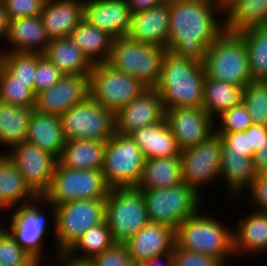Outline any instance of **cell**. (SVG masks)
Here are the masks:
<instances>
[{
    "instance_id": "cell-1",
    "label": "cell",
    "mask_w": 267,
    "mask_h": 266,
    "mask_svg": "<svg viewBox=\"0 0 267 266\" xmlns=\"http://www.w3.org/2000/svg\"><path fill=\"white\" fill-rule=\"evenodd\" d=\"M167 50L203 63L206 50L224 31L221 0H169Z\"/></svg>"
},
{
    "instance_id": "cell-2",
    "label": "cell",
    "mask_w": 267,
    "mask_h": 266,
    "mask_svg": "<svg viewBox=\"0 0 267 266\" xmlns=\"http://www.w3.org/2000/svg\"><path fill=\"white\" fill-rule=\"evenodd\" d=\"M206 74L202 63L166 51L158 84L164 110L202 107Z\"/></svg>"
},
{
    "instance_id": "cell-3",
    "label": "cell",
    "mask_w": 267,
    "mask_h": 266,
    "mask_svg": "<svg viewBox=\"0 0 267 266\" xmlns=\"http://www.w3.org/2000/svg\"><path fill=\"white\" fill-rule=\"evenodd\" d=\"M203 209L206 208L202 207L178 225L176 245L181 249L215 258L224 266H229L231 259L235 258L233 228L221 220V217L218 218V215L206 210L207 214Z\"/></svg>"
},
{
    "instance_id": "cell-4",
    "label": "cell",
    "mask_w": 267,
    "mask_h": 266,
    "mask_svg": "<svg viewBox=\"0 0 267 266\" xmlns=\"http://www.w3.org/2000/svg\"><path fill=\"white\" fill-rule=\"evenodd\" d=\"M6 212L8 216L7 214L5 215L9 221L5 217L6 223H8L3 222L2 225L16 243L34 260L47 261L46 258L48 257L46 256L50 254H45L47 252V247L45 246L47 240L45 239L48 236L49 228V233L53 231L51 236H55V205L49 203L43 196H39L32 202L15 206L4 213ZM49 223L53 225L50 226Z\"/></svg>"
},
{
    "instance_id": "cell-5",
    "label": "cell",
    "mask_w": 267,
    "mask_h": 266,
    "mask_svg": "<svg viewBox=\"0 0 267 266\" xmlns=\"http://www.w3.org/2000/svg\"><path fill=\"white\" fill-rule=\"evenodd\" d=\"M208 78L244 88L252 80L247 46L236 32L224 31L206 50L202 63Z\"/></svg>"
},
{
    "instance_id": "cell-6",
    "label": "cell",
    "mask_w": 267,
    "mask_h": 266,
    "mask_svg": "<svg viewBox=\"0 0 267 266\" xmlns=\"http://www.w3.org/2000/svg\"><path fill=\"white\" fill-rule=\"evenodd\" d=\"M56 207L54 258L62 257L90 228L105 222V199H79Z\"/></svg>"
},
{
    "instance_id": "cell-7",
    "label": "cell",
    "mask_w": 267,
    "mask_h": 266,
    "mask_svg": "<svg viewBox=\"0 0 267 266\" xmlns=\"http://www.w3.org/2000/svg\"><path fill=\"white\" fill-rule=\"evenodd\" d=\"M167 48L131 40L127 36L113 40L108 63L116 70L139 79L148 88H155L161 74Z\"/></svg>"
},
{
    "instance_id": "cell-8",
    "label": "cell",
    "mask_w": 267,
    "mask_h": 266,
    "mask_svg": "<svg viewBox=\"0 0 267 266\" xmlns=\"http://www.w3.org/2000/svg\"><path fill=\"white\" fill-rule=\"evenodd\" d=\"M146 202L149 222L174 229L204 207L203 197L184 182L158 189H140Z\"/></svg>"
},
{
    "instance_id": "cell-9",
    "label": "cell",
    "mask_w": 267,
    "mask_h": 266,
    "mask_svg": "<svg viewBox=\"0 0 267 266\" xmlns=\"http://www.w3.org/2000/svg\"><path fill=\"white\" fill-rule=\"evenodd\" d=\"M105 214L112 238L120 244L149 222L145 198L136 187L111 188L105 199Z\"/></svg>"
},
{
    "instance_id": "cell-10",
    "label": "cell",
    "mask_w": 267,
    "mask_h": 266,
    "mask_svg": "<svg viewBox=\"0 0 267 266\" xmlns=\"http://www.w3.org/2000/svg\"><path fill=\"white\" fill-rule=\"evenodd\" d=\"M110 190L102 170L71 169L58 162L50 187L42 196L58 206L79 199H106Z\"/></svg>"
},
{
    "instance_id": "cell-11",
    "label": "cell",
    "mask_w": 267,
    "mask_h": 266,
    "mask_svg": "<svg viewBox=\"0 0 267 266\" xmlns=\"http://www.w3.org/2000/svg\"><path fill=\"white\" fill-rule=\"evenodd\" d=\"M145 157L129 135L114 133L106 141L102 173L111 188L137 187Z\"/></svg>"
},
{
    "instance_id": "cell-12",
    "label": "cell",
    "mask_w": 267,
    "mask_h": 266,
    "mask_svg": "<svg viewBox=\"0 0 267 266\" xmlns=\"http://www.w3.org/2000/svg\"><path fill=\"white\" fill-rule=\"evenodd\" d=\"M147 88L139 79L116 70L108 62L93 64L89 74V96L114 113Z\"/></svg>"
},
{
    "instance_id": "cell-13",
    "label": "cell",
    "mask_w": 267,
    "mask_h": 266,
    "mask_svg": "<svg viewBox=\"0 0 267 266\" xmlns=\"http://www.w3.org/2000/svg\"><path fill=\"white\" fill-rule=\"evenodd\" d=\"M221 157L222 138L216 132L198 145L180 151L183 182L204 197L206 187L208 189L214 185L217 188Z\"/></svg>"
},
{
    "instance_id": "cell-14",
    "label": "cell",
    "mask_w": 267,
    "mask_h": 266,
    "mask_svg": "<svg viewBox=\"0 0 267 266\" xmlns=\"http://www.w3.org/2000/svg\"><path fill=\"white\" fill-rule=\"evenodd\" d=\"M66 141L92 139L107 141L115 131V113L90 96L61 116Z\"/></svg>"
},
{
    "instance_id": "cell-15",
    "label": "cell",
    "mask_w": 267,
    "mask_h": 266,
    "mask_svg": "<svg viewBox=\"0 0 267 266\" xmlns=\"http://www.w3.org/2000/svg\"><path fill=\"white\" fill-rule=\"evenodd\" d=\"M5 153L39 196L49 189L58 163L56 156L27 141L12 146Z\"/></svg>"
},
{
    "instance_id": "cell-16",
    "label": "cell",
    "mask_w": 267,
    "mask_h": 266,
    "mask_svg": "<svg viewBox=\"0 0 267 266\" xmlns=\"http://www.w3.org/2000/svg\"><path fill=\"white\" fill-rule=\"evenodd\" d=\"M165 121L180 151L198 145L215 132V120L202 107L170 108L165 111Z\"/></svg>"
},
{
    "instance_id": "cell-17",
    "label": "cell",
    "mask_w": 267,
    "mask_h": 266,
    "mask_svg": "<svg viewBox=\"0 0 267 266\" xmlns=\"http://www.w3.org/2000/svg\"><path fill=\"white\" fill-rule=\"evenodd\" d=\"M89 97V75H64L56 84L35 95L34 110L61 116Z\"/></svg>"
},
{
    "instance_id": "cell-18",
    "label": "cell",
    "mask_w": 267,
    "mask_h": 266,
    "mask_svg": "<svg viewBox=\"0 0 267 266\" xmlns=\"http://www.w3.org/2000/svg\"><path fill=\"white\" fill-rule=\"evenodd\" d=\"M165 110L158 91L147 88L115 113V131L122 135L162 122Z\"/></svg>"
},
{
    "instance_id": "cell-19",
    "label": "cell",
    "mask_w": 267,
    "mask_h": 266,
    "mask_svg": "<svg viewBox=\"0 0 267 266\" xmlns=\"http://www.w3.org/2000/svg\"><path fill=\"white\" fill-rule=\"evenodd\" d=\"M126 245L136 266H142L155 257L172 253L176 246V229L165 224L148 222Z\"/></svg>"
},
{
    "instance_id": "cell-20",
    "label": "cell",
    "mask_w": 267,
    "mask_h": 266,
    "mask_svg": "<svg viewBox=\"0 0 267 266\" xmlns=\"http://www.w3.org/2000/svg\"><path fill=\"white\" fill-rule=\"evenodd\" d=\"M84 19L117 39L127 35L132 11L126 0H84Z\"/></svg>"
},
{
    "instance_id": "cell-21",
    "label": "cell",
    "mask_w": 267,
    "mask_h": 266,
    "mask_svg": "<svg viewBox=\"0 0 267 266\" xmlns=\"http://www.w3.org/2000/svg\"><path fill=\"white\" fill-rule=\"evenodd\" d=\"M242 216L233 227L235 258L267 254V213L251 209Z\"/></svg>"
},
{
    "instance_id": "cell-22",
    "label": "cell",
    "mask_w": 267,
    "mask_h": 266,
    "mask_svg": "<svg viewBox=\"0 0 267 266\" xmlns=\"http://www.w3.org/2000/svg\"><path fill=\"white\" fill-rule=\"evenodd\" d=\"M38 16L10 20L8 34L0 52L37 53L43 55L50 43Z\"/></svg>"
},
{
    "instance_id": "cell-23",
    "label": "cell",
    "mask_w": 267,
    "mask_h": 266,
    "mask_svg": "<svg viewBox=\"0 0 267 266\" xmlns=\"http://www.w3.org/2000/svg\"><path fill=\"white\" fill-rule=\"evenodd\" d=\"M169 18V0L157 7L134 13L126 36L134 41L167 48Z\"/></svg>"
},
{
    "instance_id": "cell-24",
    "label": "cell",
    "mask_w": 267,
    "mask_h": 266,
    "mask_svg": "<svg viewBox=\"0 0 267 266\" xmlns=\"http://www.w3.org/2000/svg\"><path fill=\"white\" fill-rule=\"evenodd\" d=\"M40 17L50 39L70 37L84 19V0H46Z\"/></svg>"
},
{
    "instance_id": "cell-25",
    "label": "cell",
    "mask_w": 267,
    "mask_h": 266,
    "mask_svg": "<svg viewBox=\"0 0 267 266\" xmlns=\"http://www.w3.org/2000/svg\"><path fill=\"white\" fill-rule=\"evenodd\" d=\"M219 182L224 184L229 201L243 202V192L257 176L254 170L253 157L242 153L222 152ZM235 200V201H234Z\"/></svg>"
},
{
    "instance_id": "cell-26",
    "label": "cell",
    "mask_w": 267,
    "mask_h": 266,
    "mask_svg": "<svg viewBox=\"0 0 267 266\" xmlns=\"http://www.w3.org/2000/svg\"><path fill=\"white\" fill-rule=\"evenodd\" d=\"M38 197L13 161L6 153H0V214L4 215L5 211L32 202Z\"/></svg>"
},
{
    "instance_id": "cell-27",
    "label": "cell",
    "mask_w": 267,
    "mask_h": 266,
    "mask_svg": "<svg viewBox=\"0 0 267 266\" xmlns=\"http://www.w3.org/2000/svg\"><path fill=\"white\" fill-rule=\"evenodd\" d=\"M26 141L59 158L66 143L61 117L34 110L29 121Z\"/></svg>"
},
{
    "instance_id": "cell-28",
    "label": "cell",
    "mask_w": 267,
    "mask_h": 266,
    "mask_svg": "<svg viewBox=\"0 0 267 266\" xmlns=\"http://www.w3.org/2000/svg\"><path fill=\"white\" fill-rule=\"evenodd\" d=\"M129 136L140 147L145 159L180 156L177 142L165 119L135 130Z\"/></svg>"
},
{
    "instance_id": "cell-29",
    "label": "cell",
    "mask_w": 267,
    "mask_h": 266,
    "mask_svg": "<svg viewBox=\"0 0 267 266\" xmlns=\"http://www.w3.org/2000/svg\"><path fill=\"white\" fill-rule=\"evenodd\" d=\"M106 141L77 139L66 141L58 162L77 170H102Z\"/></svg>"
},
{
    "instance_id": "cell-30",
    "label": "cell",
    "mask_w": 267,
    "mask_h": 266,
    "mask_svg": "<svg viewBox=\"0 0 267 266\" xmlns=\"http://www.w3.org/2000/svg\"><path fill=\"white\" fill-rule=\"evenodd\" d=\"M267 25V0H228L224 4V28L240 32Z\"/></svg>"
},
{
    "instance_id": "cell-31",
    "label": "cell",
    "mask_w": 267,
    "mask_h": 266,
    "mask_svg": "<svg viewBox=\"0 0 267 266\" xmlns=\"http://www.w3.org/2000/svg\"><path fill=\"white\" fill-rule=\"evenodd\" d=\"M64 75H89L93 64L70 37L51 39L43 54Z\"/></svg>"
},
{
    "instance_id": "cell-32",
    "label": "cell",
    "mask_w": 267,
    "mask_h": 266,
    "mask_svg": "<svg viewBox=\"0 0 267 266\" xmlns=\"http://www.w3.org/2000/svg\"><path fill=\"white\" fill-rule=\"evenodd\" d=\"M70 38L92 64L109 61L114 38L85 19L72 30Z\"/></svg>"
},
{
    "instance_id": "cell-33",
    "label": "cell",
    "mask_w": 267,
    "mask_h": 266,
    "mask_svg": "<svg viewBox=\"0 0 267 266\" xmlns=\"http://www.w3.org/2000/svg\"><path fill=\"white\" fill-rule=\"evenodd\" d=\"M33 112L34 107H19L0 102V153L26 141Z\"/></svg>"
},
{
    "instance_id": "cell-34",
    "label": "cell",
    "mask_w": 267,
    "mask_h": 266,
    "mask_svg": "<svg viewBox=\"0 0 267 266\" xmlns=\"http://www.w3.org/2000/svg\"><path fill=\"white\" fill-rule=\"evenodd\" d=\"M114 244L115 241L105 221L85 232L63 257L69 262L85 266L95 256L111 248Z\"/></svg>"
},
{
    "instance_id": "cell-35",
    "label": "cell",
    "mask_w": 267,
    "mask_h": 266,
    "mask_svg": "<svg viewBox=\"0 0 267 266\" xmlns=\"http://www.w3.org/2000/svg\"><path fill=\"white\" fill-rule=\"evenodd\" d=\"M183 183L180 156L145 159L136 188L158 189Z\"/></svg>"
},
{
    "instance_id": "cell-36",
    "label": "cell",
    "mask_w": 267,
    "mask_h": 266,
    "mask_svg": "<svg viewBox=\"0 0 267 266\" xmlns=\"http://www.w3.org/2000/svg\"><path fill=\"white\" fill-rule=\"evenodd\" d=\"M242 91L243 88L238 85L206 76L202 108L216 120L242 101Z\"/></svg>"
},
{
    "instance_id": "cell-37",
    "label": "cell",
    "mask_w": 267,
    "mask_h": 266,
    "mask_svg": "<svg viewBox=\"0 0 267 266\" xmlns=\"http://www.w3.org/2000/svg\"><path fill=\"white\" fill-rule=\"evenodd\" d=\"M238 34L247 46L252 80H267V25L247 28Z\"/></svg>"
},
{
    "instance_id": "cell-38",
    "label": "cell",
    "mask_w": 267,
    "mask_h": 266,
    "mask_svg": "<svg viewBox=\"0 0 267 266\" xmlns=\"http://www.w3.org/2000/svg\"><path fill=\"white\" fill-rule=\"evenodd\" d=\"M0 64L34 92L37 53L0 52Z\"/></svg>"
},
{
    "instance_id": "cell-39",
    "label": "cell",
    "mask_w": 267,
    "mask_h": 266,
    "mask_svg": "<svg viewBox=\"0 0 267 266\" xmlns=\"http://www.w3.org/2000/svg\"><path fill=\"white\" fill-rule=\"evenodd\" d=\"M0 102L19 107H34L35 94L27 86L14 78L0 64Z\"/></svg>"
},
{
    "instance_id": "cell-40",
    "label": "cell",
    "mask_w": 267,
    "mask_h": 266,
    "mask_svg": "<svg viewBox=\"0 0 267 266\" xmlns=\"http://www.w3.org/2000/svg\"><path fill=\"white\" fill-rule=\"evenodd\" d=\"M253 124L267 126V80H253L242 91Z\"/></svg>"
},
{
    "instance_id": "cell-41",
    "label": "cell",
    "mask_w": 267,
    "mask_h": 266,
    "mask_svg": "<svg viewBox=\"0 0 267 266\" xmlns=\"http://www.w3.org/2000/svg\"><path fill=\"white\" fill-rule=\"evenodd\" d=\"M33 260L2 227L0 229V266H28Z\"/></svg>"
},
{
    "instance_id": "cell-42",
    "label": "cell",
    "mask_w": 267,
    "mask_h": 266,
    "mask_svg": "<svg viewBox=\"0 0 267 266\" xmlns=\"http://www.w3.org/2000/svg\"><path fill=\"white\" fill-rule=\"evenodd\" d=\"M252 124L247 107L241 101L215 120V132L245 131Z\"/></svg>"
},
{
    "instance_id": "cell-43",
    "label": "cell",
    "mask_w": 267,
    "mask_h": 266,
    "mask_svg": "<svg viewBox=\"0 0 267 266\" xmlns=\"http://www.w3.org/2000/svg\"><path fill=\"white\" fill-rule=\"evenodd\" d=\"M64 74L44 55L37 54V69L34 81V94L56 84Z\"/></svg>"
},
{
    "instance_id": "cell-44",
    "label": "cell",
    "mask_w": 267,
    "mask_h": 266,
    "mask_svg": "<svg viewBox=\"0 0 267 266\" xmlns=\"http://www.w3.org/2000/svg\"><path fill=\"white\" fill-rule=\"evenodd\" d=\"M85 266H136L126 245L115 243L111 248L95 256Z\"/></svg>"
},
{
    "instance_id": "cell-45",
    "label": "cell",
    "mask_w": 267,
    "mask_h": 266,
    "mask_svg": "<svg viewBox=\"0 0 267 266\" xmlns=\"http://www.w3.org/2000/svg\"><path fill=\"white\" fill-rule=\"evenodd\" d=\"M46 0H3L9 19H17L41 14Z\"/></svg>"
},
{
    "instance_id": "cell-46",
    "label": "cell",
    "mask_w": 267,
    "mask_h": 266,
    "mask_svg": "<svg viewBox=\"0 0 267 266\" xmlns=\"http://www.w3.org/2000/svg\"><path fill=\"white\" fill-rule=\"evenodd\" d=\"M243 194L249 197V209L267 213V176L257 175Z\"/></svg>"
},
{
    "instance_id": "cell-47",
    "label": "cell",
    "mask_w": 267,
    "mask_h": 266,
    "mask_svg": "<svg viewBox=\"0 0 267 266\" xmlns=\"http://www.w3.org/2000/svg\"><path fill=\"white\" fill-rule=\"evenodd\" d=\"M222 138V152L242 153L245 156L253 157V149H249V133L237 132H216Z\"/></svg>"
},
{
    "instance_id": "cell-48",
    "label": "cell",
    "mask_w": 267,
    "mask_h": 266,
    "mask_svg": "<svg viewBox=\"0 0 267 266\" xmlns=\"http://www.w3.org/2000/svg\"><path fill=\"white\" fill-rule=\"evenodd\" d=\"M172 257L174 266H224L215 258L181 249L177 245L172 252Z\"/></svg>"
},
{
    "instance_id": "cell-49",
    "label": "cell",
    "mask_w": 267,
    "mask_h": 266,
    "mask_svg": "<svg viewBox=\"0 0 267 266\" xmlns=\"http://www.w3.org/2000/svg\"><path fill=\"white\" fill-rule=\"evenodd\" d=\"M245 133H249V149H253L254 152L267 140V126L264 125L252 124Z\"/></svg>"
},
{
    "instance_id": "cell-50",
    "label": "cell",
    "mask_w": 267,
    "mask_h": 266,
    "mask_svg": "<svg viewBox=\"0 0 267 266\" xmlns=\"http://www.w3.org/2000/svg\"><path fill=\"white\" fill-rule=\"evenodd\" d=\"M253 165L256 175H267V140L254 153Z\"/></svg>"
},
{
    "instance_id": "cell-51",
    "label": "cell",
    "mask_w": 267,
    "mask_h": 266,
    "mask_svg": "<svg viewBox=\"0 0 267 266\" xmlns=\"http://www.w3.org/2000/svg\"><path fill=\"white\" fill-rule=\"evenodd\" d=\"M167 0H126L132 14L162 5Z\"/></svg>"
},
{
    "instance_id": "cell-52",
    "label": "cell",
    "mask_w": 267,
    "mask_h": 266,
    "mask_svg": "<svg viewBox=\"0 0 267 266\" xmlns=\"http://www.w3.org/2000/svg\"><path fill=\"white\" fill-rule=\"evenodd\" d=\"M9 23H10L9 16L7 12L5 11L3 3H1L0 4V42H3L2 46L8 34Z\"/></svg>"
},
{
    "instance_id": "cell-53",
    "label": "cell",
    "mask_w": 267,
    "mask_h": 266,
    "mask_svg": "<svg viewBox=\"0 0 267 266\" xmlns=\"http://www.w3.org/2000/svg\"><path fill=\"white\" fill-rule=\"evenodd\" d=\"M142 266H174L172 253L155 257L144 263Z\"/></svg>"
},
{
    "instance_id": "cell-54",
    "label": "cell",
    "mask_w": 267,
    "mask_h": 266,
    "mask_svg": "<svg viewBox=\"0 0 267 266\" xmlns=\"http://www.w3.org/2000/svg\"><path fill=\"white\" fill-rule=\"evenodd\" d=\"M54 261H56L54 265H51L53 263L49 264V262L48 263L41 262V264L39 266H44L42 264H45V266H48V265L49 266H83V265H78V264H74L72 262H69L63 256L58 258V259H56V260H54Z\"/></svg>"
},
{
    "instance_id": "cell-55",
    "label": "cell",
    "mask_w": 267,
    "mask_h": 266,
    "mask_svg": "<svg viewBox=\"0 0 267 266\" xmlns=\"http://www.w3.org/2000/svg\"><path fill=\"white\" fill-rule=\"evenodd\" d=\"M42 261L39 260H33L28 266H39Z\"/></svg>"
},
{
    "instance_id": "cell-56",
    "label": "cell",
    "mask_w": 267,
    "mask_h": 266,
    "mask_svg": "<svg viewBox=\"0 0 267 266\" xmlns=\"http://www.w3.org/2000/svg\"><path fill=\"white\" fill-rule=\"evenodd\" d=\"M3 217V218H2ZM4 217L5 216H3V215H0V229L3 227V222L2 221H4L5 222V219H4Z\"/></svg>"
},
{
    "instance_id": "cell-57",
    "label": "cell",
    "mask_w": 267,
    "mask_h": 266,
    "mask_svg": "<svg viewBox=\"0 0 267 266\" xmlns=\"http://www.w3.org/2000/svg\"><path fill=\"white\" fill-rule=\"evenodd\" d=\"M227 1H228V0H221V2H222L223 4H225Z\"/></svg>"
}]
</instances>
